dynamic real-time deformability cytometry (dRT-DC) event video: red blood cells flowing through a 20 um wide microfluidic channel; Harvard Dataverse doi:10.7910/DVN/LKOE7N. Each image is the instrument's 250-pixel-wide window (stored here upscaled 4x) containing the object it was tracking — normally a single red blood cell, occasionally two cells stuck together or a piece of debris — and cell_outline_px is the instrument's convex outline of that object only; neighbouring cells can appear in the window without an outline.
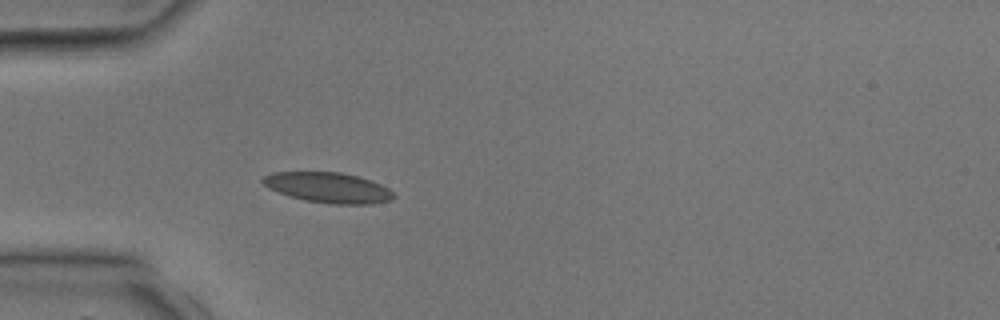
{"species": "common noctule bat (a hibernating species)", "species_latin": "Nyctalus noctula", "temperature_condition": "room temperature", "stored_images_in_passage": 3, "camera_frame_rate_fps": 3000, "um_per_image_px": 0.085, "animal": {"sex": "male", "body_mass_g": 17.9, "forearm_length_mm": 54.2}, "frame": {"image": 1, "passage_image": 3, "time_ms": 2.0, "image_size_px": [1000, 320], "cell_outline_px": [[396, 196], [392, 200], [372, 204], [332, 204], [304, 200], [268, 188], [260, 180], [264, 176], [272, 172], [340, 172], [372, 180], [388, 188]], "centroid_in_image_um": [27.92, 15.94], "position_along_channel_um": 57.1, "area_um2": 23.06}}